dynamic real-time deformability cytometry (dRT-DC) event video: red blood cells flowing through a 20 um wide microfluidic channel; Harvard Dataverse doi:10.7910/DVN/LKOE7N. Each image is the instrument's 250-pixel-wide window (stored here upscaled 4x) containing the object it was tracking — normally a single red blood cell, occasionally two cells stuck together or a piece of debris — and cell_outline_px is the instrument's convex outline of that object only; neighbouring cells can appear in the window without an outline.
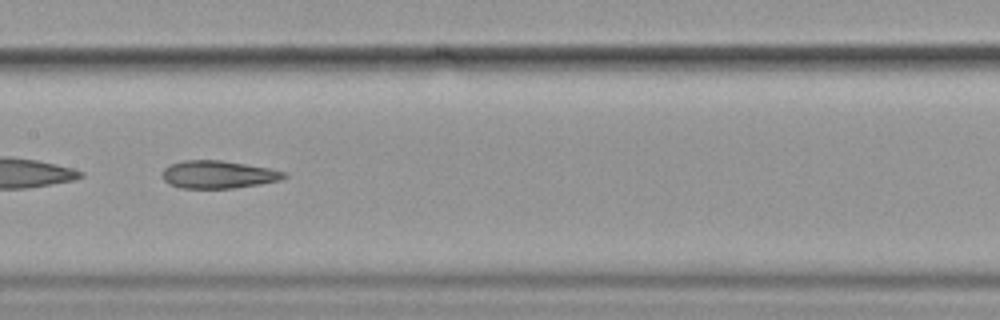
{"species": "common noctule bat (a hibernating species)", "species_latin": "Nyctalus noctula", "temperature_condition": "cold", "stored_images_in_passage": 35, "camera_frame_rate_fps": 3000, "um_per_image_px": 0.085, "animal": {"sex": "female", "body_mass_g": 19.9}, "frame": {"image": 1, "passage_image": 11, "time_ms": 3.333, "image_size_px": [1000, 320], "cell_outline_px": [[288, 176], [280, 180], [260, 184], [232, 188], [180, 188], [168, 184], [164, 180], [164, 168], [168, 164], [184, 160], [220, 160], [272, 168], [288, 172]], "centroid_in_image_um": [18.58, 14.83], "position_along_channel_um": 188.8, "area_um2": 19.83}}